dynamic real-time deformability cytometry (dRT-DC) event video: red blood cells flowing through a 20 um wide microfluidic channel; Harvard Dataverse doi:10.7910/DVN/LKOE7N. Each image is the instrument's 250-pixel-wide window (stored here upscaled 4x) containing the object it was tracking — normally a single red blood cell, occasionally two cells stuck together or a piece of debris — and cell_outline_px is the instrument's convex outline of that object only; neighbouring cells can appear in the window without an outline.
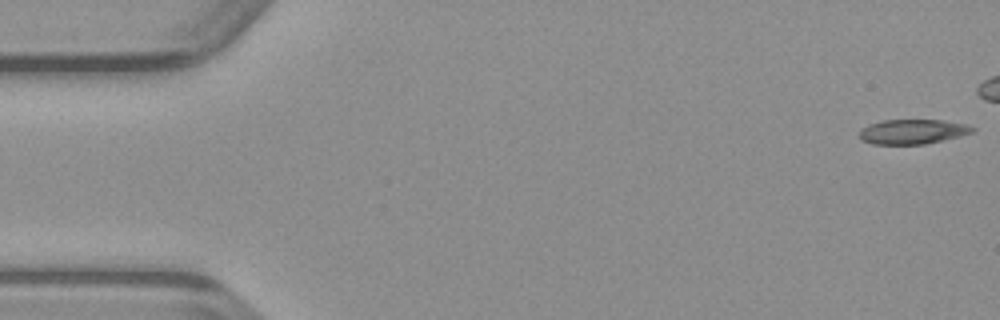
{"species": "common noctule bat (a hibernating species)", "species_latin": "Nyctalus noctula", "temperature_condition": "warm", "stored_images_in_passage": 39, "camera_frame_rate_fps": 3000, "um_per_image_px": 0.085, "animal": {"sex": "male", "body_mass_g": 23.1, "forearm_length_mm": 52.7}, "frame": {"image": 1, "passage_image": 1, "time_ms": 0.0, "image_size_px": [1000, 320], "cell_outline_px": [[976, 132], [960, 136], [924, 144], [872, 144], [860, 140], [860, 128], [868, 124], [884, 120], [944, 120], [964, 124], [976, 128]], "centroid_in_image_um": [77.56, 11.19], "position_along_channel_um": 7.4, "area_um2": 16.36}}
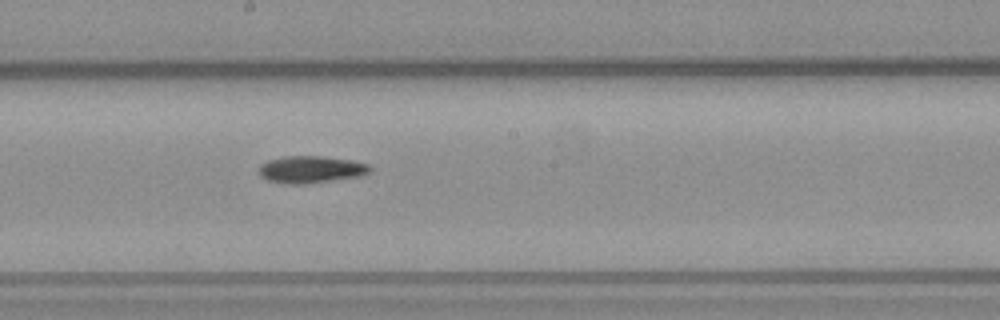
{"frame": {"image": 2, "passage_image": 26, "time_ms": 8.333, "image_size_px": [1000, 320], "cell_outline_px": [[372, 172], [360, 176], [304, 184], [288, 184], [268, 180], [260, 176], [256, 172], [260, 164], [268, 160], [284, 156], [320, 156], [352, 160], [368, 164], [372, 168]], "centroid_in_image_um": [26.4, 14.4], "position_along_channel_um": 221.8, "area_um2": 17.69}}
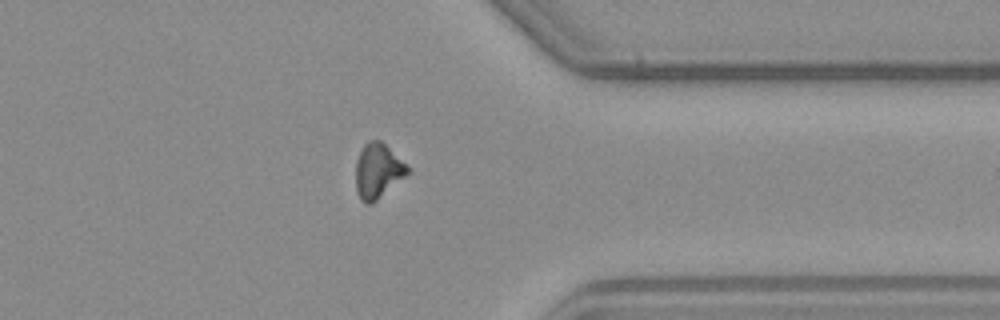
{"frame": {"image": 3, "passage_image": 38, "time_ms": 12.333, "image_size_px": [1000, 320], "cell_outline_px": [[412, 172], [372, 204], [364, 204], [360, 200], [356, 192], [356, 160], [364, 144], [368, 140], [380, 140], [408, 164], [412, 168]], "centroid_in_image_um": [32.16, 14.54], "position_along_channel_um": 379.2, "area_um2": 17.05}}